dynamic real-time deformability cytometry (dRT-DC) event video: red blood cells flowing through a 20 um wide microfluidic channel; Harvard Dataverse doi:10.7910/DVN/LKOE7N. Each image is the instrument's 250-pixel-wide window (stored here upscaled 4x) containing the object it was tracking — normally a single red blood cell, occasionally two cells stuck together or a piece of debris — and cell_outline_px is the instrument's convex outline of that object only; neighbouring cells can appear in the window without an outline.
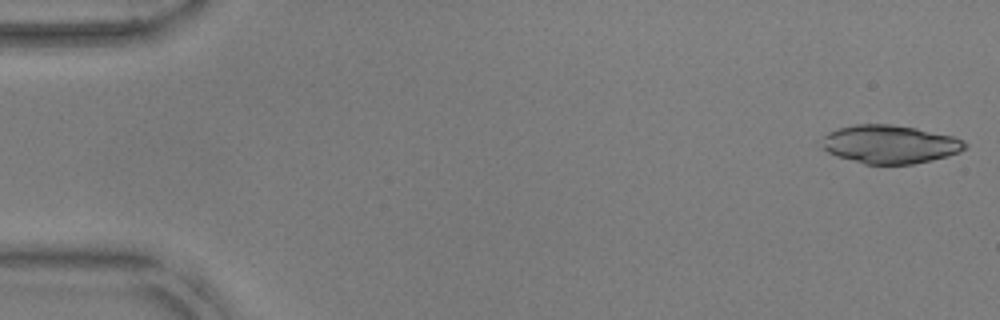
{"species": "common noctule bat (a hibernating species)", "species_latin": "Nyctalus noctula", "temperature_condition": "warm", "stored_images_in_passage": 28, "camera_frame_rate_fps": 3000, "um_per_image_px": 0.085, "animal": {"sex": "male", "body_mass_g": 17.9, "forearm_length_mm": 54.2}, "frame": {"image": 1, "passage_image": 1, "time_ms": 0.0, "image_size_px": [1000, 320], "cell_outline_px": [[968, 144], [960, 152], [948, 156], [932, 160], [912, 164], [864, 164], [836, 156], [820, 148], [824, 136], [828, 132], [840, 128], [856, 124], [892, 124], [916, 128], [952, 136], [964, 140]], "centroid_in_image_um": [75.63, 12.26], "position_along_channel_um": 9.4, "area_um2": 32.08}}
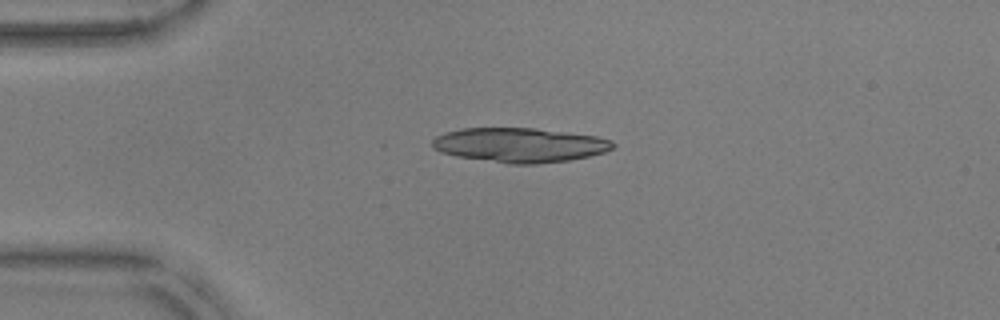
{"frame": {"image": 2, "passage_image": 12, "time_ms": 3.667, "image_size_px": [1000, 320], "cell_outline_px": [[616, 144], [612, 148], [604, 152], [588, 156], [568, 160], [536, 164], [508, 164], [456, 156], [440, 152], [432, 148], [432, 140], [436, 136], [444, 132], [460, 128], [536, 128], [596, 136], [612, 140]], "centroid_in_image_um": [44.14, 12.32], "position_along_channel_um": 40.9, "area_um2": 36.41}}